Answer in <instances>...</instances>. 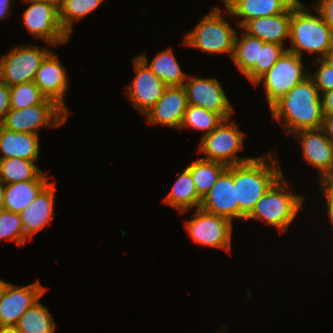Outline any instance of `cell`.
<instances>
[{
  "label": "cell",
  "instance_id": "1f68e13d",
  "mask_svg": "<svg viewBox=\"0 0 333 333\" xmlns=\"http://www.w3.org/2000/svg\"><path fill=\"white\" fill-rule=\"evenodd\" d=\"M105 0H66L59 10V19L63 29L69 34L72 32L74 21H78L94 10Z\"/></svg>",
  "mask_w": 333,
  "mask_h": 333
},
{
  "label": "cell",
  "instance_id": "7402d4cb",
  "mask_svg": "<svg viewBox=\"0 0 333 333\" xmlns=\"http://www.w3.org/2000/svg\"><path fill=\"white\" fill-rule=\"evenodd\" d=\"M39 135L14 132L0 125V159L22 158L36 161L39 154Z\"/></svg>",
  "mask_w": 333,
  "mask_h": 333
},
{
  "label": "cell",
  "instance_id": "484cf974",
  "mask_svg": "<svg viewBox=\"0 0 333 333\" xmlns=\"http://www.w3.org/2000/svg\"><path fill=\"white\" fill-rule=\"evenodd\" d=\"M34 162L22 158L0 159V183L7 185L28 180H48V174Z\"/></svg>",
  "mask_w": 333,
  "mask_h": 333
},
{
  "label": "cell",
  "instance_id": "30bf717a",
  "mask_svg": "<svg viewBox=\"0 0 333 333\" xmlns=\"http://www.w3.org/2000/svg\"><path fill=\"white\" fill-rule=\"evenodd\" d=\"M194 211L191 219L184 223L192 240L199 245L221 248L230 253L232 221L201 208Z\"/></svg>",
  "mask_w": 333,
  "mask_h": 333
},
{
  "label": "cell",
  "instance_id": "74e56055",
  "mask_svg": "<svg viewBox=\"0 0 333 333\" xmlns=\"http://www.w3.org/2000/svg\"><path fill=\"white\" fill-rule=\"evenodd\" d=\"M11 109L10 86L0 80V123Z\"/></svg>",
  "mask_w": 333,
  "mask_h": 333
},
{
  "label": "cell",
  "instance_id": "4316f807",
  "mask_svg": "<svg viewBox=\"0 0 333 333\" xmlns=\"http://www.w3.org/2000/svg\"><path fill=\"white\" fill-rule=\"evenodd\" d=\"M239 37L236 35L234 53L231 59L238 70L246 75L255 64H259L260 47L265 42L245 31Z\"/></svg>",
  "mask_w": 333,
  "mask_h": 333
},
{
  "label": "cell",
  "instance_id": "ee69618b",
  "mask_svg": "<svg viewBox=\"0 0 333 333\" xmlns=\"http://www.w3.org/2000/svg\"><path fill=\"white\" fill-rule=\"evenodd\" d=\"M0 333H20L15 327H0Z\"/></svg>",
  "mask_w": 333,
  "mask_h": 333
},
{
  "label": "cell",
  "instance_id": "7a4b0ae2",
  "mask_svg": "<svg viewBox=\"0 0 333 333\" xmlns=\"http://www.w3.org/2000/svg\"><path fill=\"white\" fill-rule=\"evenodd\" d=\"M274 157L269 153L234 165L239 220H244L252 212L257 201L283 175L279 161Z\"/></svg>",
  "mask_w": 333,
  "mask_h": 333
},
{
  "label": "cell",
  "instance_id": "4fadbf2b",
  "mask_svg": "<svg viewBox=\"0 0 333 333\" xmlns=\"http://www.w3.org/2000/svg\"><path fill=\"white\" fill-rule=\"evenodd\" d=\"M133 59L135 76L127 88V97L144 115L163 96L168 86L138 56Z\"/></svg>",
  "mask_w": 333,
  "mask_h": 333
},
{
  "label": "cell",
  "instance_id": "d4e9b609",
  "mask_svg": "<svg viewBox=\"0 0 333 333\" xmlns=\"http://www.w3.org/2000/svg\"><path fill=\"white\" fill-rule=\"evenodd\" d=\"M138 57L150 68V70L161 79L167 86H183L188 78L175 58L174 53L170 49H164L157 53L148 63L146 55L141 54Z\"/></svg>",
  "mask_w": 333,
  "mask_h": 333
},
{
  "label": "cell",
  "instance_id": "4dcf8cb0",
  "mask_svg": "<svg viewBox=\"0 0 333 333\" xmlns=\"http://www.w3.org/2000/svg\"><path fill=\"white\" fill-rule=\"evenodd\" d=\"M10 103L11 109H22L37 104H57L48 99L34 81L10 86Z\"/></svg>",
  "mask_w": 333,
  "mask_h": 333
},
{
  "label": "cell",
  "instance_id": "d590c367",
  "mask_svg": "<svg viewBox=\"0 0 333 333\" xmlns=\"http://www.w3.org/2000/svg\"><path fill=\"white\" fill-rule=\"evenodd\" d=\"M314 9L321 15L333 34V0H318Z\"/></svg>",
  "mask_w": 333,
  "mask_h": 333
},
{
  "label": "cell",
  "instance_id": "ac0fdd59",
  "mask_svg": "<svg viewBox=\"0 0 333 333\" xmlns=\"http://www.w3.org/2000/svg\"><path fill=\"white\" fill-rule=\"evenodd\" d=\"M60 63L56 53L51 51L37 70L34 83L48 99L55 101L70 114L71 111L68 110L64 102L69 81L67 72Z\"/></svg>",
  "mask_w": 333,
  "mask_h": 333
},
{
  "label": "cell",
  "instance_id": "b9f144b4",
  "mask_svg": "<svg viewBox=\"0 0 333 333\" xmlns=\"http://www.w3.org/2000/svg\"><path fill=\"white\" fill-rule=\"evenodd\" d=\"M40 2L47 3L54 6L56 9L60 10L66 0H37Z\"/></svg>",
  "mask_w": 333,
  "mask_h": 333
},
{
  "label": "cell",
  "instance_id": "7c38bea8",
  "mask_svg": "<svg viewBox=\"0 0 333 333\" xmlns=\"http://www.w3.org/2000/svg\"><path fill=\"white\" fill-rule=\"evenodd\" d=\"M183 87L188 104L215 112L224 120L232 117L234 109L217 79L188 75Z\"/></svg>",
  "mask_w": 333,
  "mask_h": 333
},
{
  "label": "cell",
  "instance_id": "f1b7e54d",
  "mask_svg": "<svg viewBox=\"0 0 333 333\" xmlns=\"http://www.w3.org/2000/svg\"><path fill=\"white\" fill-rule=\"evenodd\" d=\"M15 328L20 333H55L56 325L49 309L38 300L24 312Z\"/></svg>",
  "mask_w": 333,
  "mask_h": 333
},
{
  "label": "cell",
  "instance_id": "836d02e7",
  "mask_svg": "<svg viewBox=\"0 0 333 333\" xmlns=\"http://www.w3.org/2000/svg\"><path fill=\"white\" fill-rule=\"evenodd\" d=\"M14 241L15 244L23 246L29 239L23 230V223L19 213L8 210L0 211V240Z\"/></svg>",
  "mask_w": 333,
  "mask_h": 333
},
{
  "label": "cell",
  "instance_id": "8992f818",
  "mask_svg": "<svg viewBox=\"0 0 333 333\" xmlns=\"http://www.w3.org/2000/svg\"><path fill=\"white\" fill-rule=\"evenodd\" d=\"M226 119L211 133L202 135L198 153L205 154L202 159L217 161L226 166L242 164L253 157H238L237 153L243 150L244 133L237 124Z\"/></svg>",
  "mask_w": 333,
  "mask_h": 333
},
{
  "label": "cell",
  "instance_id": "ffe728a7",
  "mask_svg": "<svg viewBox=\"0 0 333 333\" xmlns=\"http://www.w3.org/2000/svg\"><path fill=\"white\" fill-rule=\"evenodd\" d=\"M292 6L283 13L249 20L241 29L263 42L280 44L290 39Z\"/></svg>",
  "mask_w": 333,
  "mask_h": 333
},
{
  "label": "cell",
  "instance_id": "cb8c5ba5",
  "mask_svg": "<svg viewBox=\"0 0 333 333\" xmlns=\"http://www.w3.org/2000/svg\"><path fill=\"white\" fill-rule=\"evenodd\" d=\"M164 202L178 210L186 213L192 207L200 208L202 198L198 195L195 188L190 170L186 167L174 182L172 189L164 198Z\"/></svg>",
  "mask_w": 333,
  "mask_h": 333
},
{
  "label": "cell",
  "instance_id": "60d3db41",
  "mask_svg": "<svg viewBox=\"0 0 333 333\" xmlns=\"http://www.w3.org/2000/svg\"><path fill=\"white\" fill-rule=\"evenodd\" d=\"M11 0H0V20L6 19L11 10Z\"/></svg>",
  "mask_w": 333,
  "mask_h": 333
},
{
  "label": "cell",
  "instance_id": "7dc6e473",
  "mask_svg": "<svg viewBox=\"0 0 333 333\" xmlns=\"http://www.w3.org/2000/svg\"><path fill=\"white\" fill-rule=\"evenodd\" d=\"M224 2V6L226 7L232 0H222Z\"/></svg>",
  "mask_w": 333,
  "mask_h": 333
},
{
  "label": "cell",
  "instance_id": "f546056e",
  "mask_svg": "<svg viewBox=\"0 0 333 333\" xmlns=\"http://www.w3.org/2000/svg\"><path fill=\"white\" fill-rule=\"evenodd\" d=\"M224 119L217 113L206 110L202 107L187 105L180 129L192 128L205 131L203 135L211 133Z\"/></svg>",
  "mask_w": 333,
  "mask_h": 333
},
{
  "label": "cell",
  "instance_id": "ba28073f",
  "mask_svg": "<svg viewBox=\"0 0 333 333\" xmlns=\"http://www.w3.org/2000/svg\"><path fill=\"white\" fill-rule=\"evenodd\" d=\"M51 49L20 45L0 56V80L8 86L35 80L37 70Z\"/></svg>",
  "mask_w": 333,
  "mask_h": 333
},
{
  "label": "cell",
  "instance_id": "44dd1931",
  "mask_svg": "<svg viewBox=\"0 0 333 333\" xmlns=\"http://www.w3.org/2000/svg\"><path fill=\"white\" fill-rule=\"evenodd\" d=\"M297 0H232L225 8L229 15L240 17L243 27L249 20L286 12Z\"/></svg>",
  "mask_w": 333,
  "mask_h": 333
},
{
  "label": "cell",
  "instance_id": "52a82bcc",
  "mask_svg": "<svg viewBox=\"0 0 333 333\" xmlns=\"http://www.w3.org/2000/svg\"><path fill=\"white\" fill-rule=\"evenodd\" d=\"M309 76L306 72L302 57L286 50L272 68L265 73L254 85L263 83L269 108L286 95L294 86Z\"/></svg>",
  "mask_w": 333,
  "mask_h": 333
},
{
  "label": "cell",
  "instance_id": "bcb514c9",
  "mask_svg": "<svg viewBox=\"0 0 333 333\" xmlns=\"http://www.w3.org/2000/svg\"><path fill=\"white\" fill-rule=\"evenodd\" d=\"M7 282L3 281L2 279H0V297L5 289V287L7 286Z\"/></svg>",
  "mask_w": 333,
  "mask_h": 333
},
{
  "label": "cell",
  "instance_id": "8d00e7d4",
  "mask_svg": "<svg viewBox=\"0 0 333 333\" xmlns=\"http://www.w3.org/2000/svg\"><path fill=\"white\" fill-rule=\"evenodd\" d=\"M319 184L326 198L328 217L333 225V178L323 179Z\"/></svg>",
  "mask_w": 333,
  "mask_h": 333
},
{
  "label": "cell",
  "instance_id": "2e32d148",
  "mask_svg": "<svg viewBox=\"0 0 333 333\" xmlns=\"http://www.w3.org/2000/svg\"><path fill=\"white\" fill-rule=\"evenodd\" d=\"M200 208L231 221L233 218L239 219V203L236 186H234V165L228 166L219 176L209 192L203 197Z\"/></svg>",
  "mask_w": 333,
  "mask_h": 333
},
{
  "label": "cell",
  "instance_id": "ab89813d",
  "mask_svg": "<svg viewBox=\"0 0 333 333\" xmlns=\"http://www.w3.org/2000/svg\"><path fill=\"white\" fill-rule=\"evenodd\" d=\"M321 129L325 136L333 143V115H324Z\"/></svg>",
  "mask_w": 333,
  "mask_h": 333
},
{
  "label": "cell",
  "instance_id": "83f0119b",
  "mask_svg": "<svg viewBox=\"0 0 333 333\" xmlns=\"http://www.w3.org/2000/svg\"><path fill=\"white\" fill-rule=\"evenodd\" d=\"M187 168L191 172L198 195L203 199L228 166L217 161L199 158Z\"/></svg>",
  "mask_w": 333,
  "mask_h": 333
},
{
  "label": "cell",
  "instance_id": "9c48e42d",
  "mask_svg": "<svg viewBox=\"0 0 333 333\" xmlns=\"http://www.w3.org/2000/svg\"><path fill=\"white\" fill-rule=\"evenodd\" d=\"M68 113L58 104H37L22 109H10L0 125L10 131L37 134L43 127H59Z\"/></svg>",
  "mask_w": 333,
  "mask_h": 333
},
{
  "label": "cell",
  "instance_id": "f6af8a7d",
  "mask_svg": "<svg viewBox=\"0 0 333 333\" xmlns=\"http://www.w3.org/2000/svg\"><path fill=\"white\" fill-rule=\"evenodd\" d=\"M4 192H3V185L0 183V211L4 209Z\"/></svg>",
  "mask_w": 333,
  "mask_h": 333
},
{
  "label": "cell",
  "instance_id": "277c9868",
  "mask_svg": "<svg viewBox=\"0 0 333 333\" xmlns=\"http://www.w3.org/2000/svg\"><path fill=\"white\" fill-rule=\"evenodd\" d=\"M287 182L282 175L257 201L254 209L245 220H263L266 225L277 227L280 231H286L295 220L304 201V196L301 194L289 193V190L294 189L290 188Z\"/></svg>",
  "mask_w": 333,
  "mask_h": 333
},
{
  "label": "cell",
  "instance_id": "d6986e66",
  "mask_svg": "<svg viewBox=\"0 0 333 333\" xmlns=\"http://www.w3.org/2000/svg\"><path fill=\"white\" fill-rule=\"evenodd\" d=\"M55 183H49L27 206L20 217L25 235L31 239L35 233L49 225L54 214Z\"/></svg>",
  "mask_w": 333,
  "mask_h": 333
},
{
  "label": "cell",
  "instance_id": "7bdbcfd3",
  "mask_svg": "<svg viewBox=\"0 0 333 333\" xmlns=\"http://www.w3.org/2000/svg\"><path fill=\"white\" fill-rule=\"evenodd\" d=\"M328 64L333 66V45L327 52L326 56L323 58Z\"/></svg>",
  "mask_w": 333,
  "mask_h": 333
},
{
  "label": "cell",
  "instance_id": "9a60e30c",
  "mask_svg": "<svg viewBox=\"0 0 333 333\" xmlns=\"http://www.w3.org/2000/svg\"><path fill=\"white\" fill-rule=\"evenodd\" d=\"M302 146L306 161L318 170L321 180L333 178V143L320 129L300 130L293 134Z\"/></svg>",
  "mask_w": 333,
  "mask_h": 333
},
{
  "label": "cell",
  "instance_id": "f35d334b",
  "mask_svg": "<svg viewBox=\"0 0 333 333\" xmlns=\"http://www.w3.org/2000/svg\"><path fill=\"white\" fill-rule=\"evenodd\" d=\"M324 115H333V90L321 94Z\"/></svg>",
  "mask_w": 333,
  "mask_h": 333
},
{
  "label": "cell",
  "instance_id": "e575fe53",
  "mask_svg": "<svg viewBox=\"0 0 333 333\" xmlns=\"http://www.w3.org/2000/svg\"><path fill=\"white\" fill-rule=\"evenodd\" d=\"M316 63V64H315ZM312 64L317 67L314 73L309 72V77L312 79L319 92L325 93L333 90V66L328 64L324 59H314Z\"/></svg>",
  "mask_w": 333,
  "mask_h": 333
},
{
  "label": "cell",
  "instance_id": "6da1fadb",
  "mask_svg": "<svg viewBox=\"0 0 333 333\" xmlns=\"http://www.w3.org/2000/svg\"><path fill=\"white\" fill-rule=\"evenodd\" d=\"M274 120L282 122L286 133L320 129L324 120L321 93L308 76L271 107Z\"/></svg>",
  "mask_w": 333,
  "mask_h": 333
},
{
  "label": "cell",
  "instance_id": "d6a6232c",
  "mask_svg": "<svg viewBox=\"0 0 333 333\" xmlns=\"http://www.w3.org/2000/svg\"><path fill=\"white\" fill-rule=\"evenodd\" d=\"M283 45L265 42L260 47L259 64L254 67L245 75L246 78L255 85L256 82L267 73L272 66L279 60L287 48Z\"/></svg>",
  "mask_w": 333,
  "mask_h": 333
},
{
  "label": "cell",
  "instance_id": "5bb4252c",
  "mask_svg": "<svg viewBox=\"0 0 333 333\" xmlns=\"http://www.w3.org/2000/svg\"><path fill=\"white\" fill-rule=\"evenodd\" d=\"M45 291L39 281L23 287L8 282L0 297V327H16L24 312L40 300Z\"/></svg>",
  "mask_w": 333,
  "mask_h": 333
},
{
  "label": "cell",
  "instance_id": "8fae6325",
  "mask_svg": "<svg viewBox=\"0 0 333 333\" xmlns=\"http://www.w3.org/2000/svg\"><path fill=\"white\" fill-rule=\"evenodd\" d=\"M24 2H29L23 13V20L30 34L51 46L67 43L70 35L61 25L58 9L37 0H24Z\"/></svg>",
  "mask_w": 333,
  "mask_h": 333
},
{
  "label": "cell",
  "instance_id": "e0dca14e",
  "mask_svg": "<svg viewBox=\"0 0 333 333\" xmlns=\"http://www.w3.org/2000/svg\"><path fill=\"white\" fill-rule=\"evenodd\" d=\"M187 105L184 87L168 86L163 96L144 115L150 125L161 124L180 130Z\"/></svg>",
  "mask_w": 333,
  "mask_h": 333
},
{
  "label": "cell",
  "instance_id": "5b68a950",
  "mask_svg": "<svg viewBox=\"0 0 333 333\" xmlns=\"http://www.w3.org/2000/svg\"><path fill=\"white\" fill-rule=\"evenodd\" d=\"M222 13L220 8L214 7L193 30L186 33L183 44L209 54L229 53L232 58L237 32Z\"/></svg>",
  "mask_w": 333,
  "mask_h": 333
},
{
  "label": "cell",
  "instance_id": "603a6c76",
  "mask_svg": "<svg viewBox=\"0 0 333 333\" xmlns=\"http://www.w3.org/2000/svg\"><path fill=\"white\" fill-rule=\"evenodd\" d=\"M48 181L49 180H28L3 185L4 209L20 214L49 184Z\"/></svg>",
  "mask_w": 333,
  "mask_h": 333
},
{
  "label": "cell",
  "instance_id": "3957f363",
  "mask_svg": "<svg viewBox=\"0 0 333 333\" xmlns=\"http://www.w3.org/2000/svg\"><path fill=\"white\" fill-rule=\"evenodd\" d=\"M311 13L300 0L292 5L289 39L292 46L287 50L300 57L304 51L319 53V59H323L333 45V34L319 13L318 16Z\"/></svg>",
  "mask_w": 333,
  "mask_h": 333
}]
</instances>
